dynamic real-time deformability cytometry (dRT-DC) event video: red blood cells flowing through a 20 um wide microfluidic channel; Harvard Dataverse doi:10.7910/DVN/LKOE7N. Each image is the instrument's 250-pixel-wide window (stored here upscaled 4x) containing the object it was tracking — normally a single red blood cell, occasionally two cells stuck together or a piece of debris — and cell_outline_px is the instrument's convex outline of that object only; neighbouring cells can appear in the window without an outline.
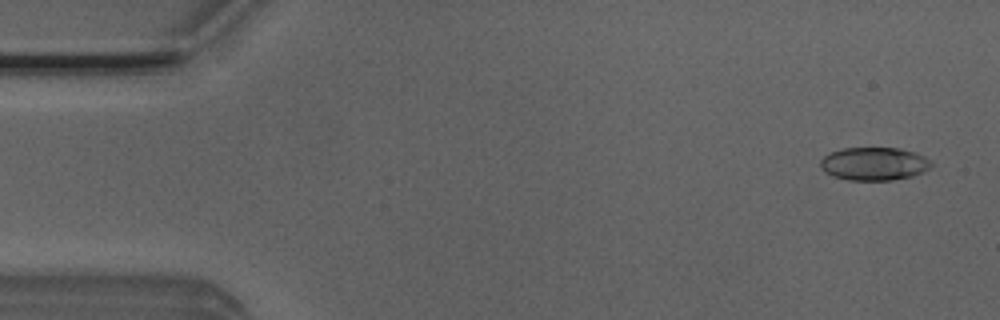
{"species": "Egyptian fruit bat (a non-hibernating species)", "species_latin": "Rousettus aegyptiacus", "temperature_condition": "room temperature", "stored_images_in_passage": 51, "camera_frame_rate_fps": 3000, "um_per_image_px": 0.085, "animal": {"sex": "male"}, "frame": {"image": 1, "passage_image": 2, "time_ms": 0.333, "image_size_px": [1000, 320], "cell_outline_px": [[932, 168], [924, 172], [912, 176], [892, 180], [848, 180], [832, 176], [824, 172], [820, 168], [820, 160], [824, 156], [832, 152], [844, 148], [900, 148], [924, 156], [932, 164]], "centroid_in_image_um": [74.28, 13.93], "position_along_channel_um": 10.7, "area_um2": 21.44}}
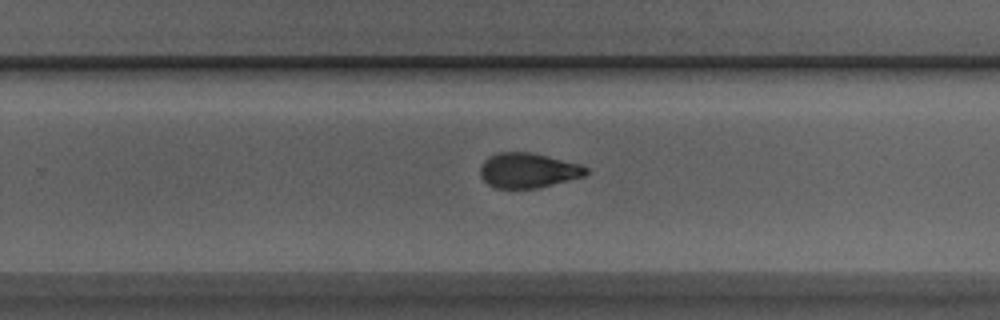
{"frame": {"image": 2, "passage_image": 32, "time_ms": 10.333, "image_size_px": [1000, 320], "cell_outline_px": [[588, 172], [584, 176], [540, 188], [496, 188], [488, 184], [480, 176], [480, 164], [484, 160], [496, 152], [528, 152], [548, 156], [580, 164], [588, 168]], "centroid_in_image_um": [44.87, 14.48], "position_along_channel_um": 284.9, "area_um2": 21.62}}
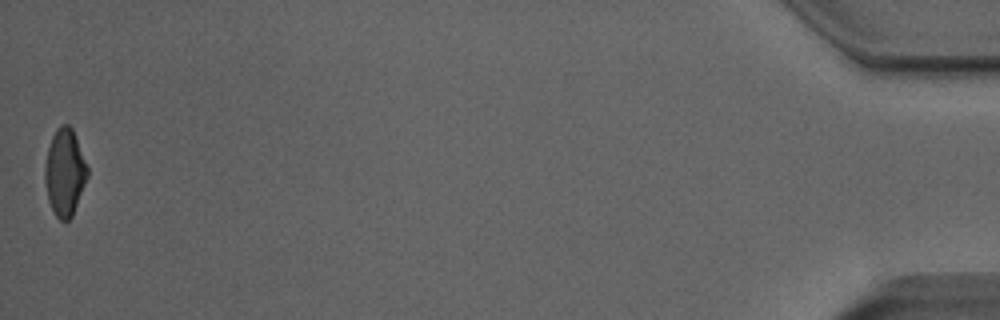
{"frame": {"image": 3, "passage_image": 51, "time_ms": 16.667, "image_size_px": [1000, 320], "cell_outline_px": [[88, 176], [72, 216], [68, 220], [60, 220], [56, 216], [48, 200], [44, 180], [44, 168], [48, 148], [52, 136], [56, 128], [60, 124], [68, 124], [72, 128], [88, 168]], "centroid_in_image_um": [5.49, 14.63], "position_along_channel_um": 429.7, "area_um2": 21.44}, "authors_computed_cell_mechanics": {"area_um2": 22.0796, "velocity_mm_per_s": 3.9296, "shape_relaxation_time_tau1_ms": 6.122, "shape_relaxation_time_tau2_ms": 1.8018, "deformation_change_tau1": 0.1701, "deformation_change_tau2": 0.0838}}